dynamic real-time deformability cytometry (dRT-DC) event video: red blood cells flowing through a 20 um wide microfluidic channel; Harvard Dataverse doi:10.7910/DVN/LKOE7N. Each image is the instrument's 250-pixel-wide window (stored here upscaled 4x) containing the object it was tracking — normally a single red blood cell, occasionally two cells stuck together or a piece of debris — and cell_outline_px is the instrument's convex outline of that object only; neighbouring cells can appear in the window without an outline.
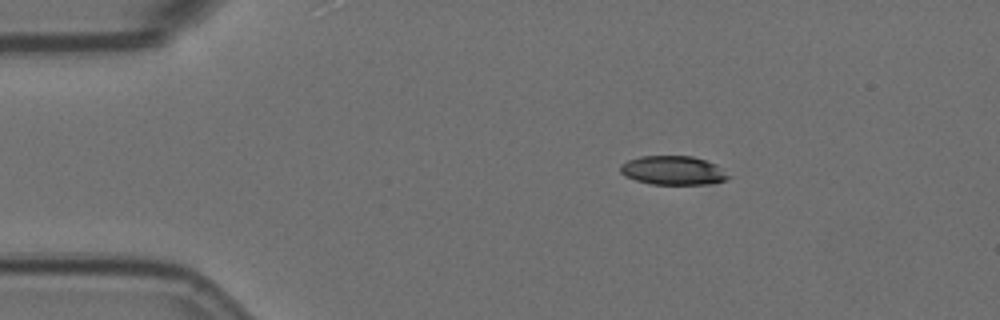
{"species": "Egyptian fruit bat (a non-hibernating species)", "species_latin": "Rousettus aegyptiacus", "temperature_condition": "room temperature", "stored_images_in_passage": 3, "camera_frame_rate_fps": 3000, "um_per_image_px": 0.085, "animal": {"sex": "female"}, "frame": {"image": 1, "passage_image": 1, "time_ms": 0.0, "image_size_px": [1000, 320], "cell_outline_px": [[732, 176], [728, 180], [712, 184], [652, 184], [636, 180], [624, 176], [620, 172], [620, 164], [628, 160], [640, 156], [692, 156], [716, 164]], "centroid_in_image_um": [57.24, 14.49], "position_along_channel_um": 27.8, "area_um2": 18.38}}